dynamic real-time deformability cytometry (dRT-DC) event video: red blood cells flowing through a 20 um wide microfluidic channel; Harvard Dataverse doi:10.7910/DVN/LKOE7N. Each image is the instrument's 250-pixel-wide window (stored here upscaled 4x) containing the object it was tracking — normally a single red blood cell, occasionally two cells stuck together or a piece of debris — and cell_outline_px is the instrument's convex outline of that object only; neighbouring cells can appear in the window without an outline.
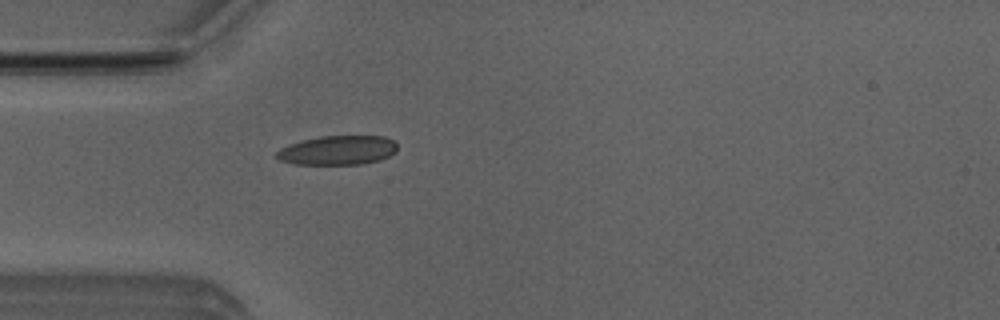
{"species": "Egyptian fruit bat (a non-hibernating species)", "species_latin": "Rousettus aegyptiacus", "temperature_condition": "room temperature", "stored_images_in_passage": 34, "camera_frame_rate_fps": 3000, "um_per_image_px": 0.085, "animal": {"sex": "male"}, "frame": {"image": 1, "passage_image": 4, "time_ms": 1.0, "image_size_px": [1000, 320], "cell_outline_px": [[396, 152], [380, 160], [364, 164], [296, 164], [280, 160], [276, 156], [276, 152], [280, 148], [288, 144], [320, 136], [384, 136], [392, 140], [396, 144]], "centroid_in_image_um": [28.71, 12.77], "position_along_channel_um": 56.3, "area_um2": 20.52}}
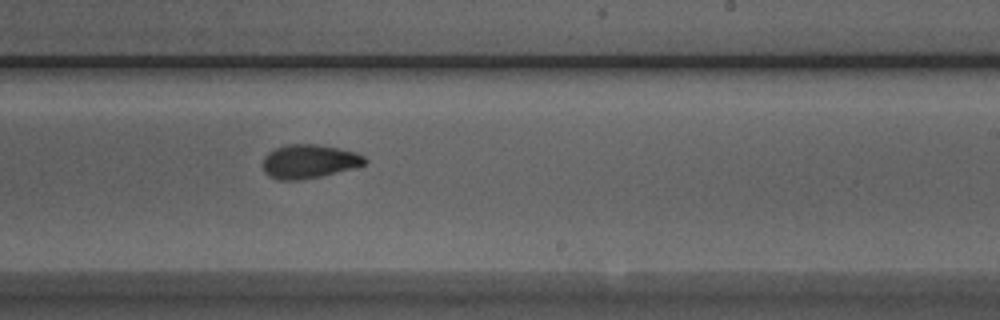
{"frame": {"image": 2, "passage_image": 20, "time_ms": 6.333, "image_size_px": [1000, 320], "cell_outline_px": [[368, 160], [364, 164], [356, 168], [320, 176], [296, 180], [276, 180], [268, 176], [264, 172], [260, 164], [264, 156], [268, 152], [276, 148], [288, 144], [316, 144], [356, 152], [364, 156]], "centroid_in_image_um": [26.23, 13.73], "position_along_channel_um": 262.8, "area_um2": 20.29}}
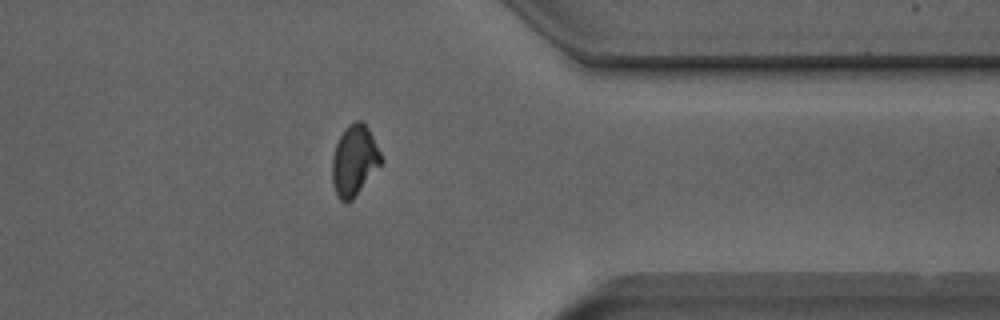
{"frame": {"image": 3, "passage_image": 30, "time_ms": 9.667, "image_size_px": [1000, 320], "cell_outline_px": [[384, 160], [352, 200], [348, 204], [344, 204], [340, 200], [336, 192], [332, 180], [332, 156], [336, 144], [344, 128], [348, 124], [356, 120], [364, 120]], "centroid_in_image_um": [30.11, 13.63], "position_along_channel_um": 381.3, "area_um2": 20.17}}